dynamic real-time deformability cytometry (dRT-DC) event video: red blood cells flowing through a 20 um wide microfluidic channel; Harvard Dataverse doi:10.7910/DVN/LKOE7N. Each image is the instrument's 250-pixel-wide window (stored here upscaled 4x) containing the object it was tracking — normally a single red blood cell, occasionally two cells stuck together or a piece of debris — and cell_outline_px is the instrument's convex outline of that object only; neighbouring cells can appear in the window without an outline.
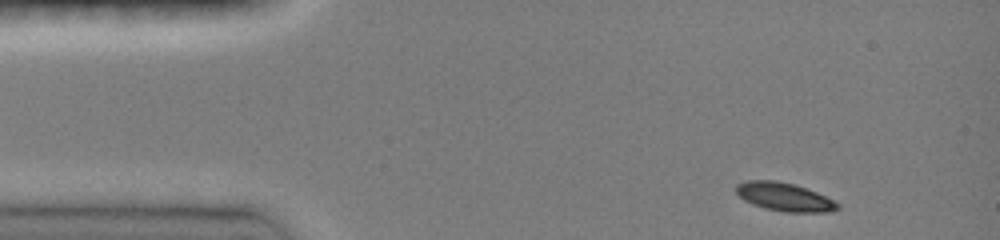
{"species": "common noctule bat (a hibernating species)", "species_latin": "Nyctalus noctula", "temperature_condition": "room temperature", "stored_images_in_passage": 4, "camera_frame_rate_fps": 3000, "um_per_image_px": 0.085, "animal": {"sex": "female", "body_mass_g": 19.0, "forearm_length_mm": 51.5}, "frame": {"image": 1, "passage_image": 1, "time_ms": 0.0, "image_size_px": [1000, 240], "cell_outline_px": [[840, 208], [828, 212], [784, 212], [764, 208], [752, 204], [744, 200], [736, 192], [736, 184], [748, 180], [776, 180], [796, 184], [816, 192], [840, 204]], "centroid_in_image_um": [66.66, 16.73], "position_along_channel_um": 18.3, "area_um2": 16.82}}